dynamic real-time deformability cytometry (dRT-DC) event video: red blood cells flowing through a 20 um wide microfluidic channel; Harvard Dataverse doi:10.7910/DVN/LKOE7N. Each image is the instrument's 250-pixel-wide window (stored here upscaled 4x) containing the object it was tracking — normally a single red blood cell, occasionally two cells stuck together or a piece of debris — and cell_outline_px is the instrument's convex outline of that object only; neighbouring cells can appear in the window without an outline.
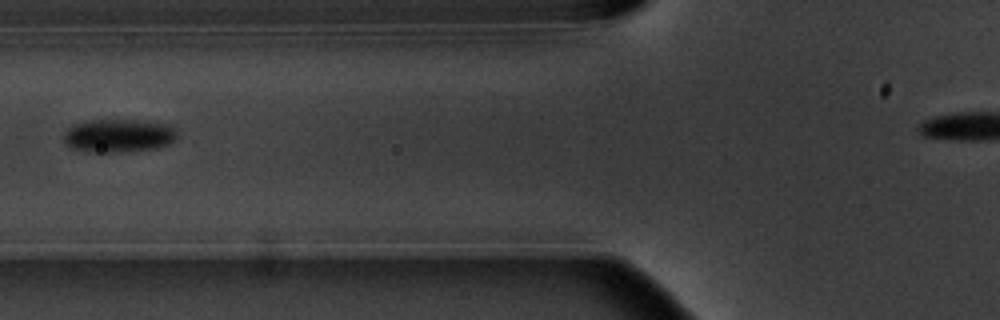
{"species": "common noctule bat (a hibernating species)", "species_latin": "Nyctalus noctula", "temperature_condition": "warm", "stored_images_in_passage": 5, "camera_frame_rate_fps": 3000, "um_per_image_px": 0.085, "animal": {"sex": "male", "body_mass_g": 20.1, "forearm_length_mm": 53.5}, "frame": {"image": 1, "passage_image": 5, "time_ms": 4.667, "image_size_px": [1000, 320], "cell_outline_px": [[176, 136], [168, 144], [156, 148], [116, 152], [88, 152], [72, 148], [64, 144], [64, 132], [72, 124], [88, 120], [136, 120], [172, 124], [176, 132]], "centroid_in_image_um": [10.04, 11.52], "position_along_channel_um": 115.8, "area_um2": 22.08}}